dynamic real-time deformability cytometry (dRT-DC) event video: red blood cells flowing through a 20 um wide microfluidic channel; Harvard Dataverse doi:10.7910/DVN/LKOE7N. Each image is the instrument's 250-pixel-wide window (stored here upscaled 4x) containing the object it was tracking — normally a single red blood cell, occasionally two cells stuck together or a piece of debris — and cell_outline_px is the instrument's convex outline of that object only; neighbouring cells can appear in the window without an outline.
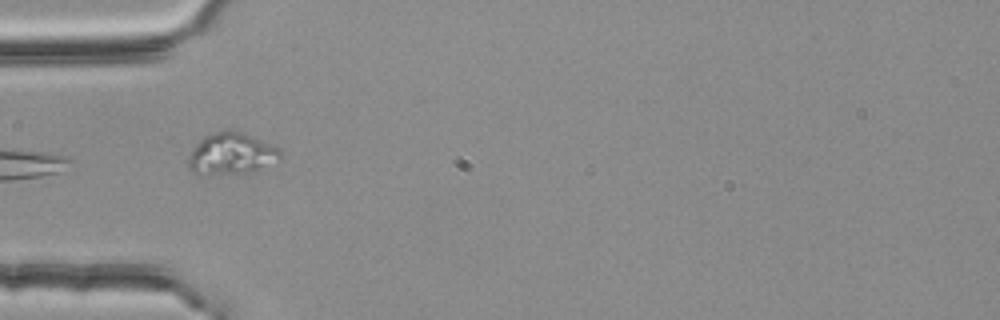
{"species": "common noctule bat (a hibernating species)", "species_latin": "Nyctalus noctula", "temperature_condition": "room temperature", "stored_images_in_passage": 27, "camera_frame_rate_fps": 3000, "um_per_image_px": 0.085, "animal": {"sex": "female", "body_mass_g": 25.1}, "frame": {"image": 1, "passage_image": 1, "time_ms": 0.0, "image_size_px": [1000, 320], "cell_outline_px": [[284, 152], [280, 160], [256, 168], [236, 172], [192, 172], [188, 168], [188, 160], [196, 144], [204, 136], [228, 128], [240, 132], [280, 148]], "centroid_in_image_um": [19.68, 13.0], "position_along_channel_um": 65.3, "area_um2": 21.27}, "authors_computed_cell_mechanics": {"area_um2": 19.7098, "velocity_mm_per_s": 3.7914, "shape_relaxation_time_tau1_ms": null, "shape_relaxation_time_tau2_ms": 3.2193, "deformation_change_tau1": null, "deformation_change_tau2": 0.125}}